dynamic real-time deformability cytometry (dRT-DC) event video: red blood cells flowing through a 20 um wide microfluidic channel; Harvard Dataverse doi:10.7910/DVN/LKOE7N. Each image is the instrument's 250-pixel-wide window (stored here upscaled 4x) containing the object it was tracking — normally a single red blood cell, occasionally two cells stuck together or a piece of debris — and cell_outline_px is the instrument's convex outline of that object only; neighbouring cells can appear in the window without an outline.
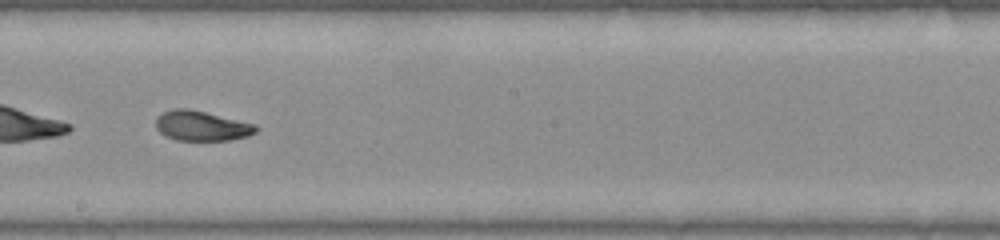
{"species": "common noctule bat (a hibernating species)", "species_latin": "Nyctalus noctula", "temperature_condition": "warm", "stored_images_in_passage": 37, "camera_frame_rate_fps": 3000, "um_per_image_px": 0.085, "animal": {"sex": "female", "body_mass_g": 22.0, "forearm_length_mm": 56.7}, "frame": {"image": 1, "passage_image": 16, "time_ms": 5.0, "image_size_px": [1000, 240], "cell_outline_px": [[260, 128], [256, 132], [248, 136], [232, 140], [176, 140], [164, 136], [156, 128], [156, 120], [164, 112], [172, 108], [188, 108], [256, 124]], "centroid_in_image_um": [17.16, 10.7], "position_along_channel_um": 231.0, "area_um2": 17.51}, "authors_computed_cell_mechanics": {"area_um2": 17.5134, "velocity_mm_per_s": 3.8493, "shape_relaxation_time_tau1_ms": null, "shape_relaxation_time_tau2_ms": 2.2538, "deformation_change_tau1": null, "deformation_change_tau2": 0.0813}}